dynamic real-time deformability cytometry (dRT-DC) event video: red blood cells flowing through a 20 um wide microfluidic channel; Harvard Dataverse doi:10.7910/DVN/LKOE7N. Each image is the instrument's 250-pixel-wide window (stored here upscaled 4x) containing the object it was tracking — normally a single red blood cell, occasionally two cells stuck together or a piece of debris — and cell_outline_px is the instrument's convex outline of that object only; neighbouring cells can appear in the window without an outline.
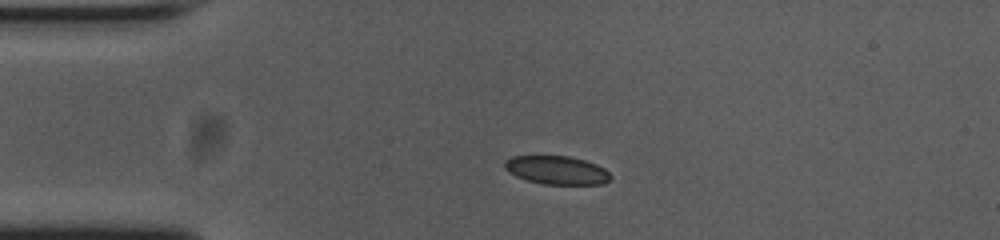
{"species": "common noctule bat (a hibernating species)", "species_latin": "Nyctalus noctula", "temperature_condition": "cold", "stored_images_in_passage": 43, "camera_frame_rate_fps": 3000, "um_per_image_px": 0.085, "animal": {"sex": "female", "body_mass_g": 23.0, "forearm_length_mm": 53.4}, "frame": {"image": 1, "passage_image": 1, "time_ms": 0.0, "image_size_px": [1000, 240], "cell_outline_px": [[612, 176], [604, 184], [544, 184], [528, 180], [516, 176], [508, 172], [504, 168], [504, 160], [512, 156], [568, 156], [584, 160], [596, 164], [604, 168]], "centroid_in_image_um": [47.3, 14.46], "position_along_channel_um": 37.7, "area_um2": 17.51}}
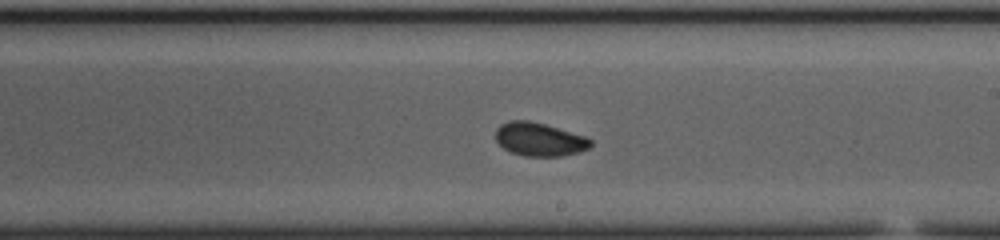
{"frame": {"image": 2, "passage_image": 20, "time_ms": 6.333, "image_size_px": [1000, 240], "cell_outline_px": [[592, 144], [588, 148], [580, 152], [560, 156], [524, 156], [512, 152], [504, 148], [496, 140], [496, 128], [500, 124], [508, 120], [528, 120], [544, 124], [584, 136], [592, 140]], "centroid_in_image_um": [45.83, 11.84], "position_along_channel_um": 243.2, "area_um2": 18.38}}
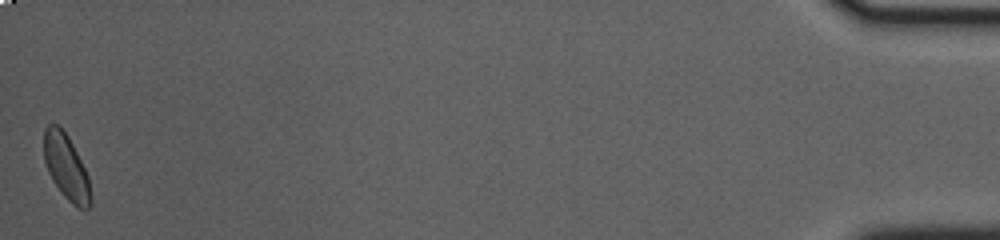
{"frame": {"image": 3, "passage_image": 43, "time_ms": 14.0, "image_size_px": [1000, 240], "cell_outline_px": [[92, 200], [88, 208], [76, 208], [60, 192], [52, 180], [48, 172], [44, 160], [44, 128], [48, 124], [56, 124], [68, 136], [88, 176], [92, 196]], "centroid_in_image_um": [5.62, 14.23], "position_along_channel_um": 429.6, "area_um2": 17.69}, "authors_computed_cell_mechanics": {"area_um2": 18.207, "velocity_mm_per_s": 3.7248, "shape_relaxation_time_tau1_ms": 2.7356, "shape_relaxation_time_tau2_ms": 1.5881, "deformation_change_tau1": 0.0887, "deformation_change_tau2": 0.0426}}